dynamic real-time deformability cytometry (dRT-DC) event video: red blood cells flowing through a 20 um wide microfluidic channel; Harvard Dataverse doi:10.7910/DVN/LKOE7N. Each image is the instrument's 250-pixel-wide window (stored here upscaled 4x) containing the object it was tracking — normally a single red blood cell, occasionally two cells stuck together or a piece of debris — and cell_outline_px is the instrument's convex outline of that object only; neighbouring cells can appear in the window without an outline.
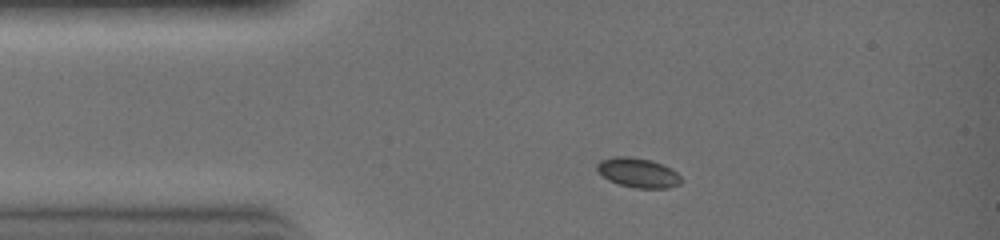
{"species": "common noctule bat (a hibernating species)", "species_latin": "Nyctalus noctula", "temperature_condition": "warm", "stored_images_in_passage": 7, "camera_frame_rate_fps": 3000, "um_per_image_px": 0.085, "animal": {"sex": "female", "body_mass_g": 19.0, "forearm_length_mm": 51.5}, "frame": {"image": 1, "passage_image": 2, "time_ms": 0.333, "image_size_px": [1000, 240], "cell_outline_px": [[680, 184], [668, 188], [636, 188], [620, 184], [608, 180], [596, 168], [596, 164], [600, 160], [616, 156], [628, 156], [648, 160], [672, 168], [680, 176]], "centroid_in_image_um": [54.22, 14.68], "position_along_channel_um": 30.8, "area_um2": 14.28}}